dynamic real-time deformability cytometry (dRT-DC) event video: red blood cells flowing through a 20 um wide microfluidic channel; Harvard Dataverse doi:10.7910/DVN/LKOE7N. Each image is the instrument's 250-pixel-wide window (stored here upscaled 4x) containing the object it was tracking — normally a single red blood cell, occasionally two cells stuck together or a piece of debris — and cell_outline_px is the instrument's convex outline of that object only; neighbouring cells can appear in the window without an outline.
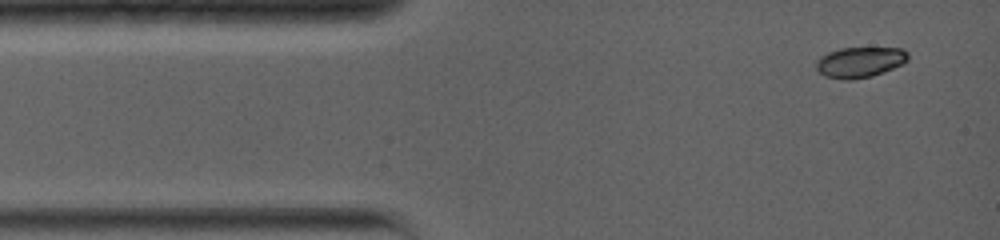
{"species": "common noctule bat (a hibernating species)", "species_latin": "Nyctalus noctula", "temperature_condition": "warm", "stored_images_in_passage": 15, "camera_frame_rate_fps": 5000, "um_per_image_px": 0.085, "animal": {"sex": "female", "body_mass_g": 19.0, "forearm_length_mm": 56.7}, "frame": {"image": 1, "passage_image": 1, "time_ms": 0.0, "image_size_px": [1000, 240], "cell_outline_px": [[908, 60], [904, 64], [872, 76], [852, 80], [844, 80], [824, 76], [816, 68], [816, 60], [820, 56], [828, 52], [840, 48], [904, 48], [908, 52]], "centroid_in_image_um": [73.1, 5.28], "position_along_channel_um": 11.9, "area_um2": 16.53}}
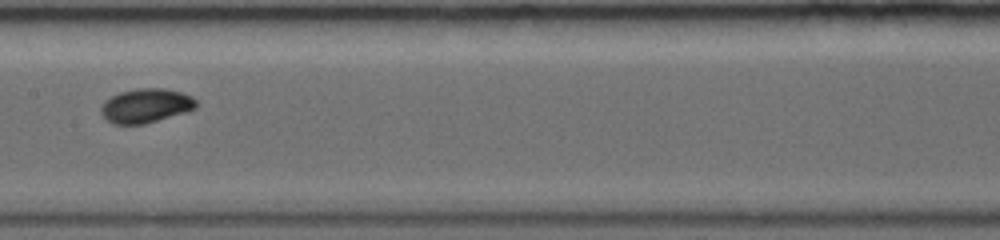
{"frame": {"image": 2, "passage_image": 7, "time_ms": 6.2, "image_size_px": [1000, 240], "cell_outline_px": [[196, 108], [188, 112], [144, 124], [112, 124], [100, 112], [100, 108], [104, 100], [120, 92], [136, 88], [164, 88], [180, 92], [192, 96], [196, 100]], "centroid_in_image_um": [12.4, 8.98], "position_along_channel_um": 195.0, "area_um2": 19.07}}
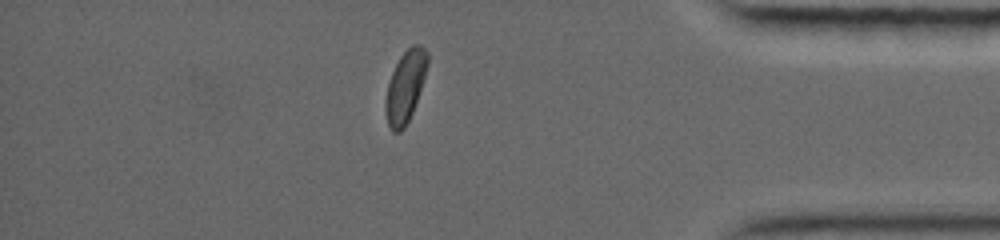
{"frame": {"image": 3, "passage_image": 13, "time_ms": 12.2, "image_size_px": [1000, 240], "cell_outline_px": [[428, 64], [412, 112], [404, 128], [400, 132], [392, 132], [388, 124], [384, 112], [384, 100], [388, 84], [392, 72], [400, 56], [412, 44], [420, 44], [428, 52]], "centroid_in_image_um": [34.42, 7.35], "position_along_channel_um": 400.8, "area_um2": 17.34}, "authors_computed_cell_mechanics": {"area_um2": 17.7446, "velocity_mm_per_s": 3.9116, "shape_relaxation_time_tau1_ms": 1.8116, "shape_relaxation_time_tau2_ms": null, "deformation_change_tau1": 0.096, "deformation_change_tau2": null}}